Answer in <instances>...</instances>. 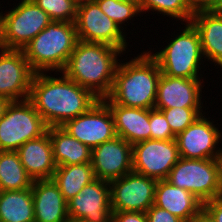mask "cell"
I'll return each mask as SVG.
<instances>
[{
	"label": "cell",
	"instance_id": "7",
	"mask_svg": "<svg viewBox=\"0 0 222 222\" xmlns=\"http://www.w3.org/2000/svg\"><path fill=\"white\" fill-rule=\"evenodd\" d=\"M9 11L0 12V47L23 50V48L52 20L32 0H21Z\"/></svg>",
	"mask_w": 222,
	"mask_h": 222
},
{
	"label": "cell",
	"instance_id": "16",
	"mask_svg": "<svg viewBox=\"0 0 222 222\" xmlns=\"http://www.w3.org/2000/svg\"><path fill=\"white\" fill-rule=\"evenodd\" d=\"M91 164L95 178L111 182L133 171L132 145L116 136L92 148Z\"/></svg>",
	"mask_w": 222,
	"mask_h": 222
},
{
	"label": "cell",
	"instance_id": "36",
	"mask_svg": "<svg viewBox=\"0 0 222 222\" xmlns=\"http://www.w3.org/2000/svg\"><path fill=\"white\" fill-rule=\"evenodd\" d=\"M189 222H215L211 215L202 208Z\"/></svg>",
	"mask_w": 222,
	"mask_h": 222
},
{
	"label": "cell",
	"instance_id": "1",
	"mask_svg": "<svg viewBox=\"0 0 222 222\" xmlns=\"http://www.w3.org/2000/svg\"><path fill=\"white\" fill-rule=\"evenodd\" d=\"M51 73L34 74L28 98L48 127H61L66 121L84 114L99 100L89 89L63 73L56 78Z\"/></svg>",
	"mask_w": 222,
	"mask_h": 222
},
{
	"label": "cell",
	"instance_id": "24",
	"mask_svg": "<svg viewBox=\"0 0 222 222\" xmlns=\"http://www.w3.org/2000/svg\"><path fill=\"white\" fill-rule=\"evenodd\" d=\"M0 222H34L31 188L1 191Z\"/></svg>",
	"mask_w": 222,
	"mask_h": 222
},
{
	"label": "cell",
	"instance_id": "39",
	"mask_svg": "<svg viewBox=\"0 0 222 222\" xmlns=\"http://www.w3.org/2000/svg\"><path fill=\"white\" fill-rule=\"evenodd\" d=\"M67 222H90V221L79 218H68Z\"/></svg>",
	"mask_w": 222,
	"mask_h": 222
},
{
	"label": "cell",
	"instance_id": "41",
	"mask_svg": "<svg viewBox=\"0 0 222 222\" xmlns=\"http://www.w3.org/2000/svg\"><path fill=\"white\" fill-rule=\"evenodd\" d=\"M220 161H221V176H222V155L220 157Z\"/></svg>",
	"mask_w": 222,
	"mask_h": 222
},
{
	"label": "cell",
	"instance_id": "19",
	"mask_svg": "<svg viewBox=\"0 0 222 222\" xmlns=\"http://www.w3.org/2000/svg\"><path fill=\"white\" fill-rule=\"evenodd\" d=\"M16 152L33 181L53 178L57 165L48 131L38 138L27 141Z\"/></svg>",
	"mask_w": 222,
	"mask_h": 222
},
{
	"label": "cell",
	"instance_id": "12",
	"mask_svg": "<svg viewBox=\"0 0 222 222\" xmlns=\"http://www.w3.org/2000/svg\"><path fill=\"white\" fill-rule=\"evenodd\" d=\"M112 211L144 212L154 204L157 180L131 171L109 182Z\"/></svg>",
	"mask_w": 222,
	"mask_h": 222
},
{
	"label": "cell",
	"instance_id": "11",
	"mask_svg": "<svg viewBox=\"0 0 222 222\" xmlns=\"http://www.w3.org/2000/svg\"><path fill=\"white\" fill-rule=\"evenodd\" d=\"M205 114L200 115L184 131L176 135L175 140L181 158L220 159L222 147L217 146L222 144V130L220 131L217 124Z\"/></svg>",
	"mask_w": 222,
	"mask_h": 222
},
{
	"label": "cell",
	"instance_id": "5",
	"mask_svg": "<svg viewBox=\"0 0 222 222\" xmlns=\"http://www.w3.org/2000/svg\"><path fill=\"white\" fill-rule=\"evenodd\" d=\"M183 24L182 32L179 31L178 35L173 34L172 40L167 42L164 48L161 47L162 50L154 53L150 49L149 52L158 62L162 74L172 77L202 79L204 77L200 74L203 68L201 64H204L205 58L202 53L199 32L191 22Z\"/></svg>",
	"mask_w": 222,
	"mask_h": 222
},
{
	"label": "cell",
	"instance_id": "28",
	"mask_svg": "<svg viewBox=\"0 0 222 222\" xmlns=\"http://www.w3.org/2000/svg\"><path fill=\"white\" fill-rule=\"evenodd\" d=\"M100 10L111 20H113L121 30H124L125 23L134 20L133 17L141 16L138 1L119 0H94ZM124 25V26H122Z\"/></svg>",
	"mask_w": 222,
	"mask_h": 222
},
{
	"label": "cell",
	"instance_id": "40",
	"mask_svg": "<svg viewBox=\"0 0 222 222\" xmlns=\"http://www.w3.org/2000/svg\"><path fill=\"white\" fill-rule=\"evenodd\" d=\"M78 4L83 3V2H89V1H94V0H75Z\"/></svg>",
	"mask_w": 222,
	"mask_h": 222
},
{
	"label": "cell",
	"instance_id": "8",
	"mask_svg": "<svg viewBox=\"0 0 222 222\" xmlns=\"http://www.w3.org/2000/svg\"><path fill=\"white\" fill-rule=\"evenodd\" d=\"M47 128L28 99L12 101L0 119V151H16L27 141L42 136Z\"/></svg>",
	"mask_w": 222,
	"mask_h": 222
},
{
	"label": "cell",
	"instance_id": "23",
	"mask_svg": "<svg viewBox=\"0 0 222 222\" xmlns=\"http://www.w3.org/2000/svg\"><path fill=\"white\" fill-rule=\"evenodd\" d=\"M53 157L57 166L91 162L92 149L69 135L61 127H48Z\"/></svg>",
	"mask_w": 222,
	"mask_h": 222
},
{
	"label": "cell",
	"instance_id": "34",
	"mask_svg": "<svg viewBox=\"0 0 222 222\" xmlns=\"http://www.w3.org/2000/svg\"><path fill=\"white\" fill-rule=\"evenodd\" d=\"M203 208L211 215L215 222H222V195L205 202Z\"/></svg>",
	"mask_w": 222,
	"mask_h": 222
},
{
	"label": "cell",
	"instance_id": "20",
	"mask_svg": "<svg viewBox=\"0 0 222 222\" xmlns=\"http://www.w3.org/2000/svg\"><path fill=\"white\" fill-rule=\"evenodd\" d=\"M154 205L167 210L183 222H189L203 208V203L193 194L173 186L167 180L157 181Z\"/></svg>",
	"mask_w": 222,
	"mask_h": 222
},
{
	"label": "cell",
	"instance_id": "29",
	"mask_svg": "<svg viewBox=\"0 0 222 222\" xmlns=\"http://www.w3.org/2000/svg\"><path fill=\"white\" fill-rule=\"evenodd\" d=\"M52 21L75 22L78 3L75 0H32Z\"/></svg>",
	"mask_w": 222,
	"mask_h": 222
},
{
	"label": "cell",
	"instance_id": "22",
	"mask_svg": "<svg viewBox=\"0 0 222 222\" xmlns=\"http://www.w3.org/2000/svg\"><path fill=\"white\" fill-rule=\"evenodd\" d=\"M191 23L199 32L205 61H211L210 64L222 68V15L211 10L197 11Z\"/></svg>",
	"mask_w": 222,
	"mask_h": 222
},
{
	"label": "cell",
	"instance_id": "26",
	"mask_svg": "<svg viewBox=\"0 0 222 222\" xmlns=\"http://www.w3.org/2000/svg\"><path fill=\"white\" fill-rule=\"evenodd\" d=\"M33 180L27 174L16 151H0L1 191L23 190L32 187Z\"/></svg>",
	"mask_w": 222,
	"mask_h": 222
},
{
	"label": "cell",
	"instance_id": "25",
	"mask_svg": "<svg viewBox=\"0 0 222 222\" xmlns=\"http://www.w3.org/2000/svg\"><path fill=\"white\" fill-rule=\"evenodd\" d=\"M95 179L91 162L57 166L52 178L66 201L78 194L85 185Z\"/></svg>",
	"mask_w": 222,
	"mask_h": 222
},
{
	"label": "cell",
	"instance_id": "32",
	"mask_svg": "<svg viewBox=\"0 0 222 222\" xmlns=\"http://www.w3.org/2000/svg\"><path fill=\"white\" fill-rule=\"evenodd\" d=\"M146 216L148 222H183L167 210L154 204L146 211Z\"/></svg>",
	"mask_w": 222,
	"mask_h": 222
},
{
	"label": "cell",
	"instance_id": "3",
	"mask_svg": "<svg viewBox=\"0 0 222 222\" xmlns=\"http://www.w3.org/2000/svg\"><path fill=\"white\" fill-rule=\"evenodd\" d=\"M123 62V63H122ZM161 71L148 50L126 62L119 61L110 94L103 98L106 104L154 109L157 84Z\"/></svg>",
	"mask_w": 222,
	"mask_h": 222
},
{
	"label": "cell",
	"instance_id": "4",
	"mask_svg": "<svg viewBox=\"0 0 222 222\" xmlns=\"http://www.w3.org/2000/svg\"><path fill=\"white\" fill-rule=\"evenodd\" d=\"M77 42L75 22L52 21L23 48V52L35 73L52 71L59 75Z\"/></svg>",
	"mask_w": 222,
	"mask_h": 222
},
{
	"label": "cell",
	"instance_id": "9",
	"mask_svg": "<svg viewBox=\"0 0 222 222\" xmlns=\"http://www.w3.org/2000/svg\"><path fill=\"white\" fill-rule=\"evenodd\" d=\"M75 26L78 40L108 44L121 49L124 54L130 46L126 40L127 32L107 17L95 1L78 4Z\"/></svg>",
	"mask_w": 222,
	"mask_h": 222
},
{
	"label": "cell",
	"instance_id": "35",
	"mask_svg": "<svg viewBox=\"0 0 222 222\" xmlns=\"http://www.w3.org/2000/svg\"><path fill=\"white\" fill-rule=\"evenodd\" d=\"M217 0H189L190 7L193 12L210 10Z\"/></svg>",
	"mask_w": 222,
	"mask_h": 222
},
{
	"label": "cell",
	"instance_id": "27",
	"mask_svg": "<svg viewBox=\"0 0 222 222\" xmlns=\"http://www.w3.org/2000/svg\"><path fill=\"white\" fill-rule=\"evenodd\" d=\"M138 3L141 14L152 11L153 15H167L172 20L177 18L176 21L181 19L180 24L191 22L194 15L189 0H138Z\"/></svg>",
	"mask_w": 222,
	"mask_h": 222
},
{
	"label": "cell",
	"instance_id": "18",
	"mask_svg": "<svg viewBox=\"0 0 222 222\" xmlns=\"http://www.w3.org/2000/svg\"><path fill=\"white\" fill-rule=\"evenodd\" d=\"M34 222H67V201L52 179L32 183Z\"/></svg>",
	"mask_w": 222,
	"mask_h": 222
},
{
	"label": "cell",
	"instance_id": "15",
	"mask_svg": "<svg viewBox=\"0 0 222 222\" xmlns=\"http://www.w3.org/2000/svg\"><path fill=\"white\" fill-rule=\"evenodd\" d=\"M69 218L90 222H111L112 208L109 182L95 179L67 201Z\"/></svg>",
	"mask_w": 222,
	"mask_h": 222
},
{
	"label": "cell",
	"instance_id": "2",
	"mask_svg": "<svg viewBox=\"0 0 222 222\" xmlns=\"http://www.w3.org/2000/svg\"><path fill=\"white\" fill-rule=\"evenodd\" d=\"M124 52L108 44L78 40L64 69L60 72L97 98L107 97L113 87L115 72Z\"/></svg>",
	"mask_w": 222,
	"mask_h": 222
},
{
	"label": "cell",
	"instance_id": "14",
	"mask_svg": "<svg viewBox=\"0 0 222 222\" xmlns=\"http://www.w3.org/2000/svg\"><path fill=\"white\" fill-rule=\"evenodd\" d=\"M34 74L23 50L0 47V96L11 101L27 100Z\"/></svg>",
	"mask_w": 222,
	"mask_h": 222
},
{
	"label": "cell",
	"instance_id": "37",
	"mask_svg": "<svg viewBox=\"0 0 222 222\" xmlns=\"http://www.w3.org/2000/svg\"><path fill=\"white\" fill-rule=\"evenodd\" d=\"M11 102L10 99L0 96V119L4 116Z\"/></svg>",
	"mask_w": 222,
	"mask_h": 222
},
{
	"label": "cell",
	"instance_id": "33",
	"mask_svg": "<svg viewBox=\"0 0 222 222\" xmlns=\"http://www.w3.org/2000/svg\"><path fill=\"white\" fill-rule=\"evenodd\" d=\"M111 222H148V220L144 212L112 211Z\"/></svg>",
	"mask_w": 222,
	"mask_h": 222
},
{
	"label": "cell",
	"instance_id": "17",
	"mask_svg": "<svg viewBox=\"0 0 222 222\" xmlns=\"http://www.w3.org/2000/svg\"><path fill=\"white\" fill-rule=\"evenodd\" d=\"M203 82V79L172 77L161 73L154 108L157 110L174 107L205 109L203 100H201Z\"/></svg>",
	"mask_w": 222,
	"mask_h": 222
},
{
	"label": "cell",
	"instance_id": "30",
	"mask_svg": "<svg viewBox=\"0 0 222 222\" xmlns=\"http://www.w3.org/2000/svg\"><path fill=\"white\" fill-rule=\"evenodd\" d=\"M172 130L177 135L190 126L200 115H203L205 111L203 108H168L160 110Z\"/></svg>",
	"mask_w": 222,
	"mask_h": 222
},
{
	"label": "cell",
	"instance_id": "6",
	"mask_svg": "<svg viewBox=\"0 0 222 222\" xmlns=\"http://www.w3.org/2000/svg\"><path fill=\"white\" fill-rule=\"evenodd\" d=\"M166 180L189 191L204 204L222 195L221 161L180 157Z\"/></svg>",
	"mask_w": 222,
	"mask_h": 222
},
{
	"label": "cell",
	"instance_id": "31",
	"mask_svg": "<svg viewBox=\"0 0 222 222\" xmlns=\"http://www.w3.org/2000/svg\"><path fill=\"white\" fill-rule=\"evenodd\" d=\"M149 122L151 139L174 140L176 135L172 132L165 115L157 109H149Z\"/></svg>",
	"mask_w": 222,
	"mask_h": 222
},
{
	"label": "cell",
	"instance_id": "13",
	"mask_svg": "<svg viewBox=\"0 0 222 222\" xmlns=\"http://www.w3.org/2000/svg\"><path fill=\"white\" fill-rule=\"evenodd\" d=\"M61 128L91 149L117 136L112 113L103 99Z\"/></svg>",
	"mask_w": 222,
	"mask_h": 222
},
{
	"label": "cell",
	"instance_id": "21",
	"mask_svg": "<svg viewBox=\"0 0 222 222\" xmlns=\"http://www.w3.org/2000/svg\"><path fill=\"white\" fill-rule=\"evenodd\" d=\"M114 120L115 133L131 145L151 139L149 109L107 104Z\"/></svg>",
	"mask_w": 222,
	"mask_h": 222
},
{
	"label": "cell",
	"instance_id": "38",
	"mask_svg": "<svg viewBox=\"0 0 222 222\" xmlns=\"http://www.w3.org/2000/svg\"><path fill=\"white\" fill-rule=\"evenodd\" d=\"M210 10L216 14L222 15V0H217L216 4Z\"/></svg>",
	"mask_w": 222,
	"mask_h": 222
},
{
	"label": "cell",
	"instance_id": "42",
	"mask_svg": "<svg viewBox=\"0 0 222 222\" xmlns=\"http://www.w3.org/2000/svg\"><path fill=\"white\" fill-rule=\"evenodd\" d=\"M119 1H138V0H119Z\"/></svg>",
	"mask_w": 222,
	"mask_h": 222
},
{
	"label": "cell",
	"instance_id": "10",
	"mask_svg": "<svg viewBox=\"0 0 222 222\" xmlns=\"http://www.w3.org/2000/svg\"><path fill=\"white\" fill-rule=\"evenodd\" d=\"M180 158L176 140L148 139L132 145L133 171L166 180Z\"/></svg>",
	"mask_w": 222,
	"mask_h": 222
}]
</instances>
